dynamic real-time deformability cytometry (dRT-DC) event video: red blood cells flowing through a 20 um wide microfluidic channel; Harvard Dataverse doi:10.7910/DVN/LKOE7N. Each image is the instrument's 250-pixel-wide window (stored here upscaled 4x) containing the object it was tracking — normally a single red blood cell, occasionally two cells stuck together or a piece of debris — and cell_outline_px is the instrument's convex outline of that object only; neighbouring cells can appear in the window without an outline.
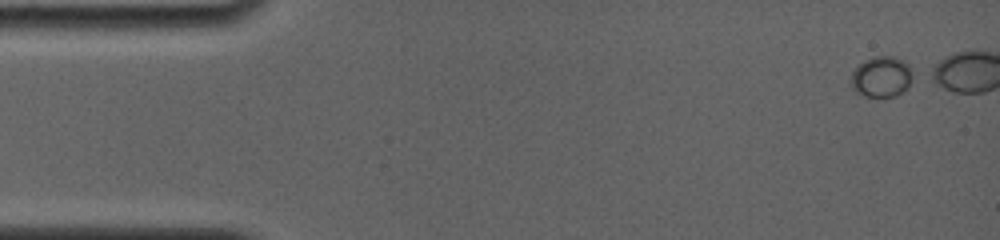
{"species": "common noctule bat (a hibernating species)", "species_latin": "Nyctalus noctula", "temperature_condition": "room temperature", "stored_images_in_passage": 11, "camera_frame_rate_fps": 4000, "um_per_image_px": 0.085, "animal": {"sex": "female", "body_mass_g": 19.0, "forearm_length_mm": 56.7}, "frame": {"image": 1, "passage_image": 1, "time_ms": 0.0, "image_size_px": [1000, 240], "cell_outline_px": [[916, 76], [908, 88], [896, 96], [864, 96], [856, 92], [848, 84], [848, 80], [852, 72], [864, 60], [876, 56], [896, 56], [904, 60], [916, 72]], "centroid_in_image_um": [74.97, 6.52], "position_along_channel_um": 10.0, "area_um2": 15.32}}
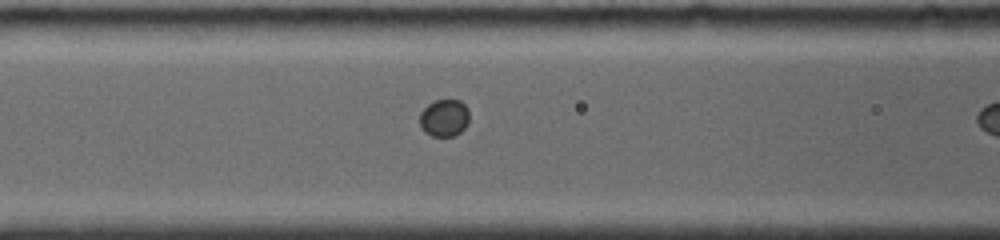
{"frame": {"image": 2, "passage_image": 10, "time_ms": 6.0, "image_size_px": [1000, 240], "cell_outline_px": [[468, 120], [464, 128], [460, 132], [452, 136], [432, 136], [424, 132], [420, 128], [420, 112], [428, 104], [436, 100], [460, 100], [468, 108]], "centroid_in_image_um": [37.74, 10.02], "position_along_channel_um": 128.9, "area_um2": 10.75}}